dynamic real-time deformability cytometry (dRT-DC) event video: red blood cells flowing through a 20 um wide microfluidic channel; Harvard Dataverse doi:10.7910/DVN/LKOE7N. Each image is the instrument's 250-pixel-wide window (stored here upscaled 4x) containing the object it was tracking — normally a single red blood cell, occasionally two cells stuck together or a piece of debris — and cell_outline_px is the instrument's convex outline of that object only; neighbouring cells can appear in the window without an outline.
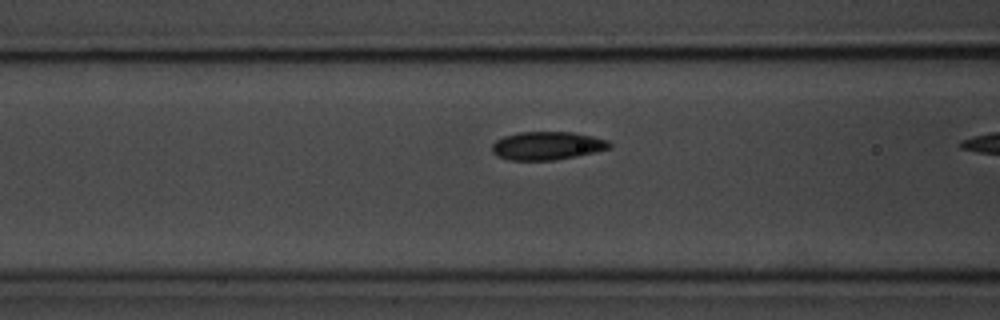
{"species": "common noctule bat (a hibernating species)", "species_latin": "Nyctalus noctula", "temperature_condition": "room temperature", "stored_images_in_passage": 9, "camera_frame_rate_fps": 3000, "um_per_image_px": 0.085, "animal": {"sex": "male", "body_mass_g": 20.1, "forearm_length_mm": 53.5}, "frame": {"image": 1, "passage_image": 8, "time_ms": 2.333, "image_size_px": [1000, 320], "cell_outline_px": [[612, 148], [596, 152], [576, 156], [552, 160], [508, 160], [496, 156], [492, 152], [492, 144], [496, 140], [504, 136], [520, 132], [572, 132], [592, 136], [608, 140], [612, 144]], "centroid_in_image_um": [46.51, 12.39], "position_along_channel_um": 120.1, "area_um2": 19.42}}